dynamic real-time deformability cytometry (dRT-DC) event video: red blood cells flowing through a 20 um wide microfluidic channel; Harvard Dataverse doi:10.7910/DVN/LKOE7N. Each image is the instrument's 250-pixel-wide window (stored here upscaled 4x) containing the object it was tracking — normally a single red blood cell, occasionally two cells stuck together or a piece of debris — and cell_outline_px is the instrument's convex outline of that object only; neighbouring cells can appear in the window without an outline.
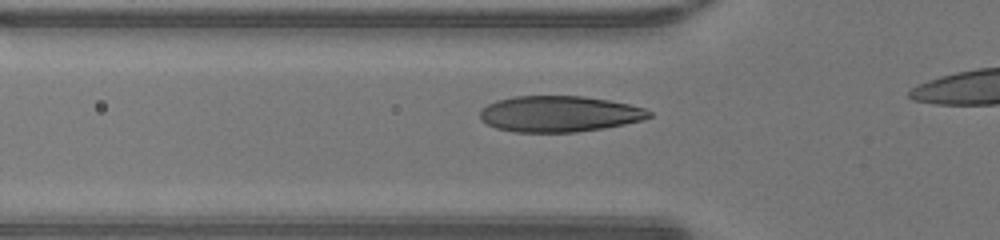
{"species": "human", "species_latin": "Homo sapiens", "temperature_condition": "warm", "stored_images_in_passage": 15, "camera_frame_rate_fps": 3000, "um_per_image_px": 0.085, "donor": {"sex": "male"}, "frame": {"image": 1, "passage_image": 4, "time_ms": 1.0, "image_size_px": [1000, 240], "cell_outline_px": [[652, 116], [640, 120], [624, 124], [604, 128], [576, 132], [516, 132], [496, 128], [480, 120], [480, 112], [488, 104], [496, 100], [516, 96], [584, 96], [608, 100], [628, 104], [644, 108], [652, 112]], "centroid_in_image_um": [47.53, 9.68], "position_along_channel_um": 78.3, "area_um2": 35.37}}
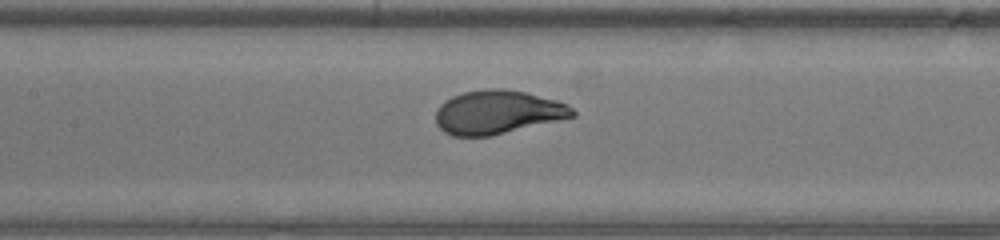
{"frame": {"image": 2, "passage_image": 10, "time_ms": 3.0, "image_size_px": [1000, 240], "cell_outline_px": [[576, 116], [492, 136], [452, 136], [444, 132], [436, 124], [436, 108], [444, 100], [452, 96], [464, 92], [488, 88], [504, 88], [524, 92], [556, 100], [568, 104], [576, 112]], "centroid_in_image_um": [42.28, 9.54], "position_along_channel_um": 165.1, "area_um2": 35.03}}
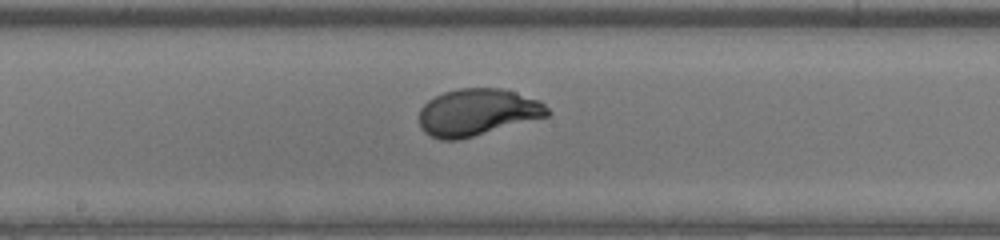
{"frame": {"image": 3, "passage_image": 13, "time_ms": 4.0, "image_size_px": [1000, 240], "cell_outline_px": [[552, 112], [548, 116], [460, 140], [440, 140], [424, 132], [420, 128], [420, 108], [428, 100], [444, 92], [460, 88], [500, 88], [516, 92], [540, 100]], "centroid_in_image_um": [40.58, 9.55], "position_along_channel_um": 207.6, "area_um2": 35.2}}